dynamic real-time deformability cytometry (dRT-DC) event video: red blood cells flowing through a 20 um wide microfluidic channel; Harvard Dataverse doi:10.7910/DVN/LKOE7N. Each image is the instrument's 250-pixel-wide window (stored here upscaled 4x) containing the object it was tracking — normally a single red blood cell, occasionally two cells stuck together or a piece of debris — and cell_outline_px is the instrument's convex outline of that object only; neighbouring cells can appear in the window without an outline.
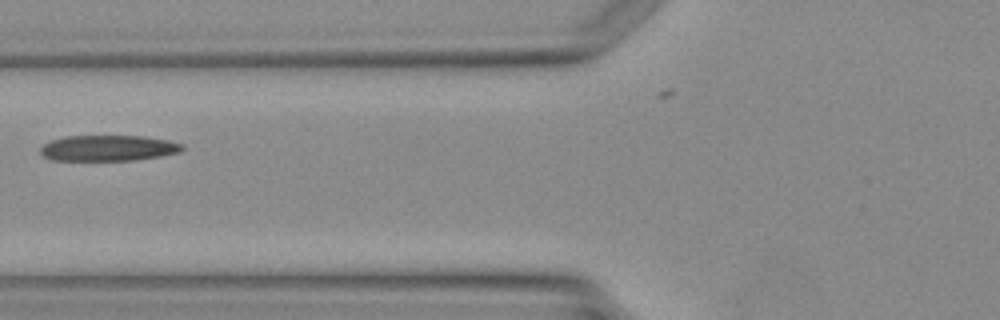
{"species": "Egyptian fruit bat (a non-hibernating species)", "species_latin": "Rousettus aegyptiacus", "temperature_condition": "warm", "stored_images_in_passage": 4, "camera_frame_rate_fps": 3000, "um_per_image_px": 0.085, "animal": {"sex": "female"}, "frame": {"image": 1, "passage_image": 4, "time_ms": 3.667, "image_size_px": [1000, 320], "cell_outline_px": [[184, 148], [180, 152], [160, 156], [136, 160], [52, 160], [44, 156], [40, 152], [40, 148], [44, 144], [52, 140], [64, 136], [144, 136], [168, 140], [184, 144]], "centroid_in_image_um": [9.22, 12.58], "position_along_channel_um": 116.6, "area_um2": 21.33}}